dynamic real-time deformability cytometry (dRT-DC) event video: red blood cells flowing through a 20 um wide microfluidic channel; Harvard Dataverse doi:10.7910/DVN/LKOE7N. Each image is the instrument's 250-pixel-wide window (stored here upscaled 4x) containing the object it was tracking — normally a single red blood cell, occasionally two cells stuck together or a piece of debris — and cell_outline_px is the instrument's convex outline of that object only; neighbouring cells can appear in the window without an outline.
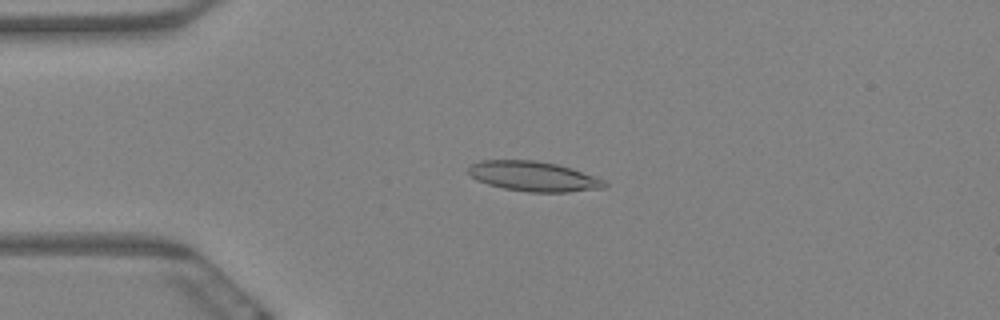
{"species": "Egyptian fruit bat (a non-hibernating species)", "species_latin": "Rousettus aegyptiacus", "temperature_condition": "warm", "stored_images_in_passage": 4, "camera_frame_rate_fps": 3000, "um_per_image_px": 0.085, "animal": {"sex": "female"}, "frame": {"image": 1, "passage_image": 3, "time_ms": 0.667, "image_size_px": [1000, 320], "cell_outline_px": [[608, 188], [568, 192], [528, 192], [504, 188], [488, 184], [476, 180], [468, 172], [468, 164], [480, 160], [536, 160], [556, 164], [572, 168], [604, 180], [608, 184]], "centroid_in_image_um": [45.35, 14.99], "position_along_channel_um": 39.6, "area_um2": 23.93}}